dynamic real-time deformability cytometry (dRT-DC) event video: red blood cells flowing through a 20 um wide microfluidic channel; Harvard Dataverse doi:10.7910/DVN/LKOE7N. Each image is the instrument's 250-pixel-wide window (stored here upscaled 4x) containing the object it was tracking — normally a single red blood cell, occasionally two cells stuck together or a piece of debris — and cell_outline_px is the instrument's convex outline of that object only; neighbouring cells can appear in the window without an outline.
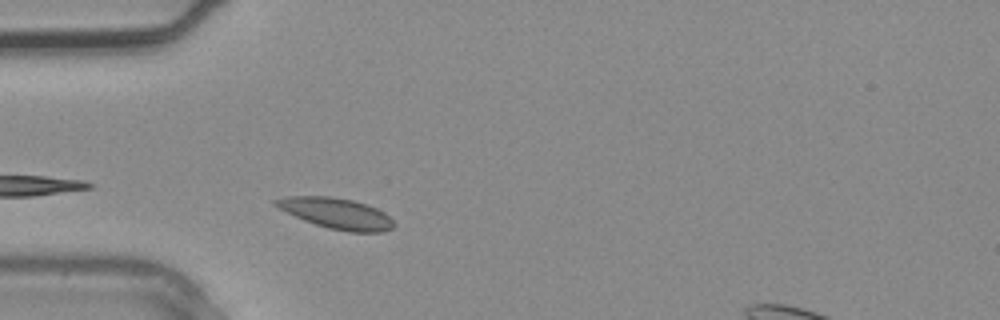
{"species": "common noctule bat (a hibernating species)", "species_latin": "Nyctalus noctula", "temperature_condition": "warm", "stored_images_in_passage": 1, "camera_frame_rate_fps": 3000, "um_per_image_px": 0.085, "animal": {"sex": "male", "body_mass_g": 20.4}, "frame": {"image": 1, "passage_image": 1, "time_ms": 0.0, "image_size_px": [1000, 320], "cell_outline_px": [[396, 224], [392, 228], [384, 232], [348, 232], [328, 228], [304, 220], [272, 204], [272, 200], [288, 196], [332, 196], [352, 200], [376, 208], [384, 212]], "centroid_in_image_um": [28.61, 18.14], "position_along_channel_um": 56.4, "area_um2": 21.04}}